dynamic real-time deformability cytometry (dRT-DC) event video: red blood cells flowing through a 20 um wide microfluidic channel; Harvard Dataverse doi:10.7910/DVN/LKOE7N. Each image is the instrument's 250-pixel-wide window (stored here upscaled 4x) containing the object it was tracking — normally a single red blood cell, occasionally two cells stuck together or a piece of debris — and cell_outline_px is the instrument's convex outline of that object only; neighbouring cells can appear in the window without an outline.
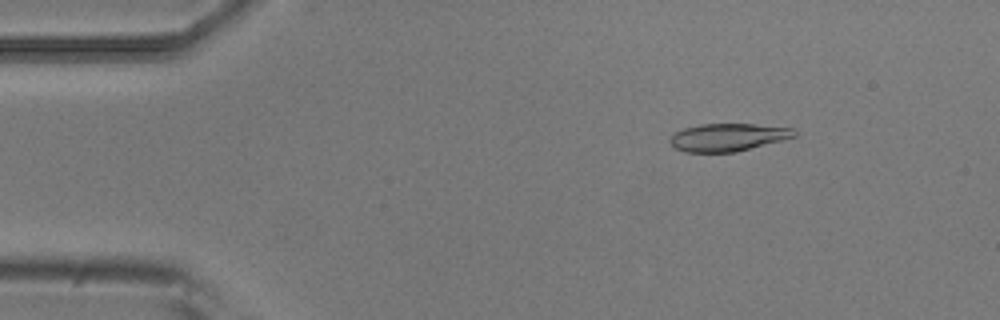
{"species": "common noctule bat (a hibernating species)", "species_latin": "Nyctalus noctula", "temperature_condition": "room temperature", "stored_images_in_passage": 4, "camera_frame_rate_fps": 3000, "um_per_image_px": 0.085, "animal": {"sex": "male", "body_mass_g": 20.5, "forearm_length_mm": 52.5}, "frame": {"image": 1, "passage_image": 2, "time_ms": 0.333, "image_size_px": [1000, 320], "cell_outline_px": [[796, 136], [784, 140], [736, 152], [684, 152], [676, 148], [668, 140], [676, 132], [684, 128], [700, 124], [752, 124], [796, 128]], "centroid_in_image_um": [61.91, 11.67], "position_along_channel_um": 23.1, "area_um2": 20.11}}